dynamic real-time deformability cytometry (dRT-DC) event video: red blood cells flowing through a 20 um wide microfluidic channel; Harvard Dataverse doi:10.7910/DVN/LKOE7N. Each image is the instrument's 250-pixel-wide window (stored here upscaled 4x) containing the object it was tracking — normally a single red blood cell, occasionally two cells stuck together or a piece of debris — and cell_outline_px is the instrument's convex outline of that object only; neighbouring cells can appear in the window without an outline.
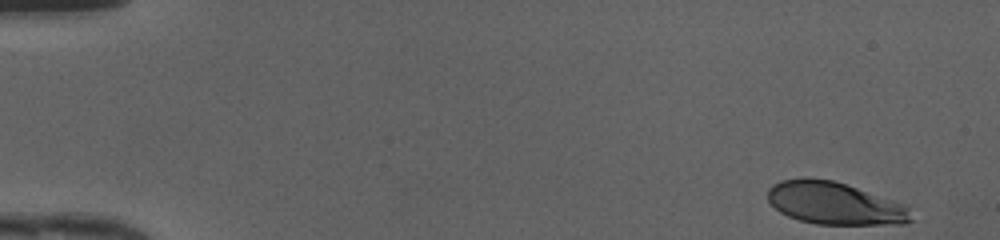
{"species": "human", "species_latin": "Homo sapiens", "temperature_condition": "cold", "stored_images_in_passage": 47, "camera_frame_rate_fps": 3000, "um_per_image_px": 0.085, "donor": {"sex": "female"}, "frame": {"image": 1, "passage_image": 1, "time_ms": 0.0, "image_size_px": [1000, 240], "cell_outline_px": [[916, 220], [904, 224], [816, 224], [800, 220], [788, 216], [780, 212], [768, 200], [768, 188], [772, 184], [780, 180], [832, 180], [904, 204], [908, 208]], "centroid_in_image_um": [70.98, 17.32], "position_along_channel_um": 14.0, "area_um2": 34.74}}
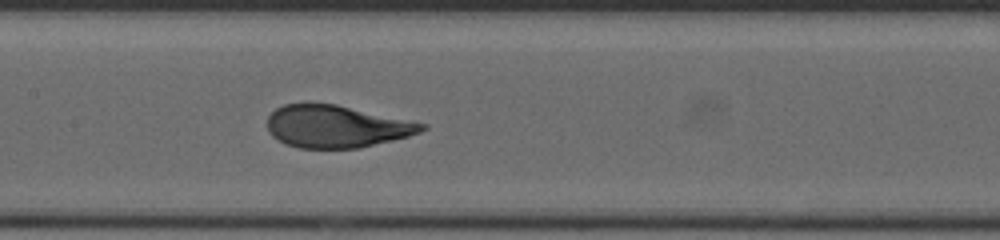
{"frame": {"image": 2, "passage_image": 23, "time_ms": 7.333, "image_size_px": [1000, 240], "cell_outline_px": [[428, 128], [420, 132], [408, 136], [360, 148], [300, 148], [284, 144], [276, 140], [268, 132], [268, 116], [276, 108], [284, 104], [312, 100], [336, 104], [428, 124]], "centroid_in_image_um": [28.54, 10.72], "position_along_channel_um": 178.9, "area_um2": 38.78}}
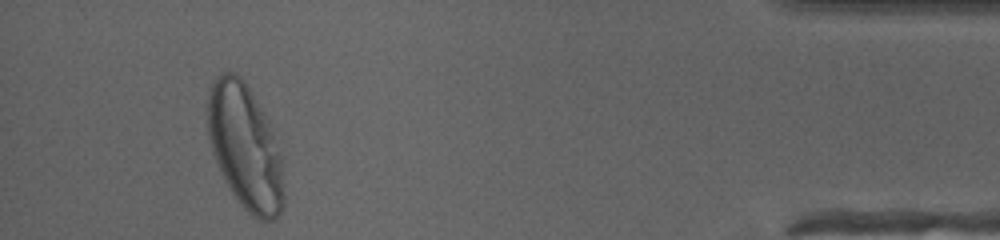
{"frame": {"image": 3, "passage_image": 44, "time_ms": 14.333, "image_size_px": [1000, 240], "cell_outline_px": [[284, 204], [276, 220], [260, 220], [252, 216], [240, 204], [228, 188], [216, 164], [208, 140], [204, 108], [208, 92], [212, 84], [224, 72], [236, 72], [244, 80], [268, 120], [284, 156]], "centroid_in_image_um": [20.83, 12.51], "position_along_channel_um": 414.4, "area_um2": 56.99}, "authors_computed_cell_mechanics": {"area_um2": 38.5526, "velocity_mm_per_s": 4.1943, "shape_relaxation_time_tau1_ms": 3.9014, "shape_relaxation_time_tau2_ms": null, "deformation_change_tau1": 0.2008, "deformation_change_tau2": null}}